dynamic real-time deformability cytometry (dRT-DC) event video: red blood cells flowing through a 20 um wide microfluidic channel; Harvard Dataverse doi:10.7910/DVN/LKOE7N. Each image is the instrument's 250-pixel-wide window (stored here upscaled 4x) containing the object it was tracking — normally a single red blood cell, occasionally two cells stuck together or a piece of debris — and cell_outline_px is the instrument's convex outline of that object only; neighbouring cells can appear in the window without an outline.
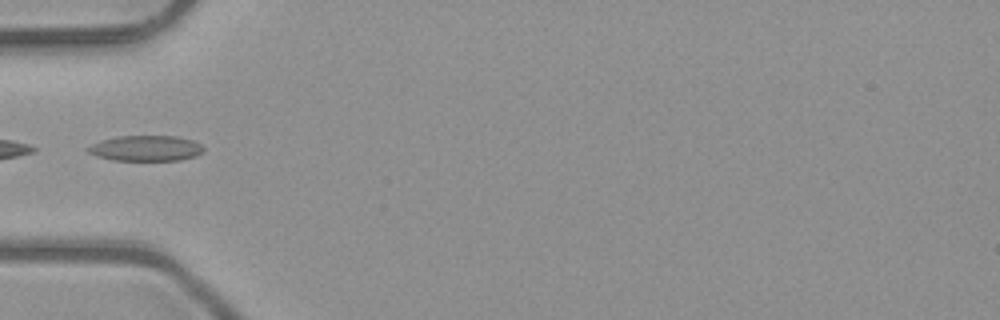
{"species": "common noctule bat (a hibernating species)", "species_latin": "Nyctalus noctula", "temperature_condition": "room temperature", "stored_images_in_passage": 3, "camera_frame_rate_fps": 3000, "um_per_image_px": 0.085, "animal": {"sex": "male", "body_mass_g": 23.1, "forearm_length_mm": 52.7}, "frame": {"image": 1, "passage_image": 3, "time_ms": 0.667, "image_size_px": [1000, 320], "cell_outline_px": [[204, 152], [196, 156], [180, 160], [112, 160], [96, 156], [88, 152], [84, 148], [100, 140], [116, 136], [176, 136], [192, 140], [200, 144], [204, 148]], "centroid_in_image_um": [12.38, 12.6], "position_along_channel_um": 72.6, "area_um2": 17.34}}